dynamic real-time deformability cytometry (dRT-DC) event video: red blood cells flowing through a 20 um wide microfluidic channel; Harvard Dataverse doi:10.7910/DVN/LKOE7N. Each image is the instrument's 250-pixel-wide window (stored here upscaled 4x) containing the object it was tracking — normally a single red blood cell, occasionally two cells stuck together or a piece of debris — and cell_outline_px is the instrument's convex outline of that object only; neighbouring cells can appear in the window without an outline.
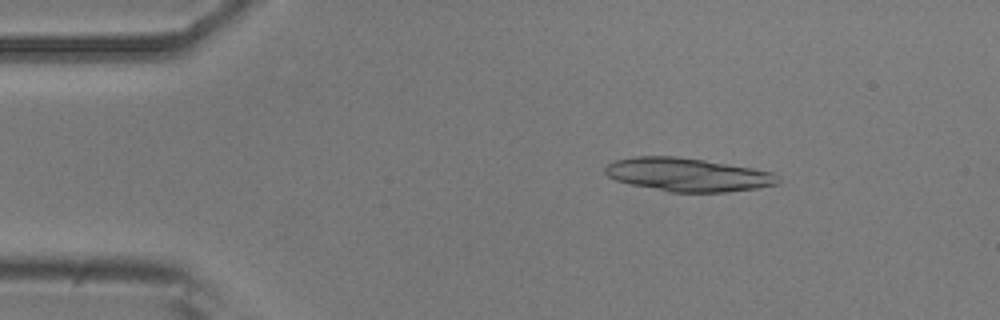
{"species": "common noctule bat (a hibernating species)", "species_latin": "Nyctalus noctula", "temperature_condition": "room temperature", "stored_images_in_passage": 42, "segment_of_instrument_passage": [1, 2], "camera_frame_rate_fps": 3000, "um_per_image_px": 0.085, "animal": {"sex": "male", "body_mass_g": 20.5, "forearm_length_mm": 52.5}, "frame": {"image": 1, "passage_image": 8, "time_ms": 2.333, "image_size_px": [1000, 320], "cell_outline_px": [[780, 184], [756, 188], [728, 192], [668, 192], [632, 184], [616, 180], [608, 176], [604, 172], [604, 168], [608, 164], [616, 160], [636, 156], [676, 156], [704, 160], [752, 168], [772, 172], [780, 180]], "centroid_in_image_um": [58.46, 14.85], "position_along_channel_um": 26.5, "area_um2": 33.52}}